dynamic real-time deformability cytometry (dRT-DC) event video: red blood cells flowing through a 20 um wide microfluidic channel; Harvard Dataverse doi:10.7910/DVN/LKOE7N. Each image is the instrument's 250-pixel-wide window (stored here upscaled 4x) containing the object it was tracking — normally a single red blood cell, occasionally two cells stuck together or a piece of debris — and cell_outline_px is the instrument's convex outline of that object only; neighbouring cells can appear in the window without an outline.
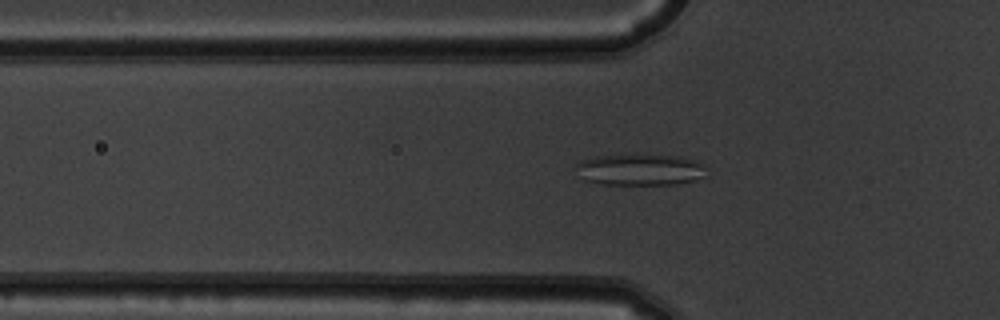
{"species": "common noctule bat (a hibernating species)", "species_latin": "Nyctalus noctula", "temperature_condition": "warm", "stored_images_in_passage": 51, "segment_of_instrument_passage": [1, 2], "camera_frame_rate_fps": 3000, "um_per_image_px": 0.085, "animal": {"sex": "male", "body_mass_g": 19.5, "forearm_length_mm": 54.6}, "frame": {"image": 1, "passage_image": 18, "time_ms": 5.667, "image_size_px": [1000, 320], "cell_outline_px": [[704, 176], [692, 180], [676, 184], [604, 184], [584, 180], [576, 164], [580, 160], [596, 156], [636, 152], [680, 156], [696, 160], [704, 168]], "centroid_in_image_um": [54.38, 14.37], "position_along_channel_um": 71.4, "area_um2": 24.28}}
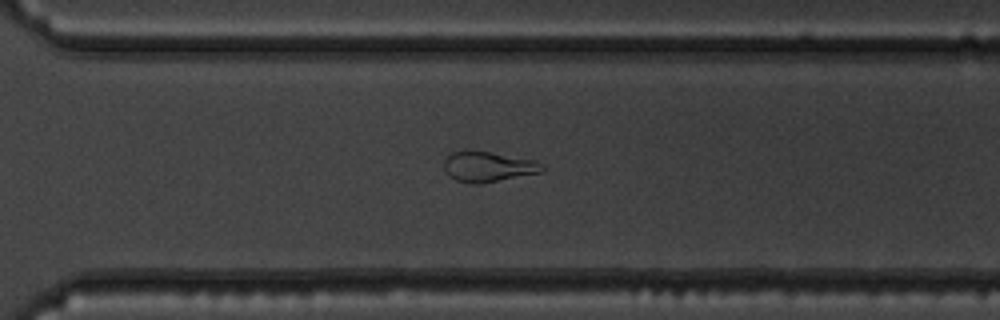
{"frame": {"image": 2, "passage_image": 38, "time_ms": 12.333, "image_size_px": [1000, 320], "cell_outline_px": [[544, 172], [480, 184], [468, 184], [456, 180], [444, 168], [444, 160], [452, 152], [488, 152], [532, 160], [544, 164]], "centroid_in_image_um": [41.53, 14.2], "position_along_channel_um": 329.1, "area_um2": 16.94}}
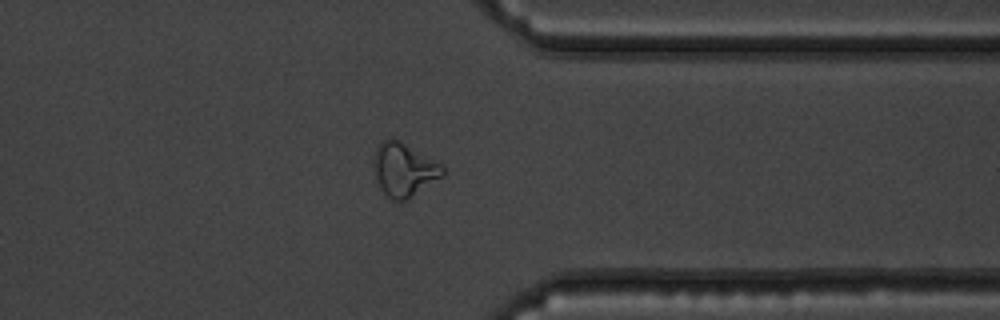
{"frame": {"image": 3, "passage_image": 42, "time_ms": 13.667, "image_size_px": [1000, 320], "cell_outline_px": [[444, 176], [408, 200], [400, 204], [392, 200], [384, 192], [376, 180], [372, 164], [376, 148], [388, 136], [392, 136], [440, 164], [444, 168]], "centroid_in_image_um": [34.31, 14.45], "position_along_channel_um": 377.1, "area_um2": 21.73}}